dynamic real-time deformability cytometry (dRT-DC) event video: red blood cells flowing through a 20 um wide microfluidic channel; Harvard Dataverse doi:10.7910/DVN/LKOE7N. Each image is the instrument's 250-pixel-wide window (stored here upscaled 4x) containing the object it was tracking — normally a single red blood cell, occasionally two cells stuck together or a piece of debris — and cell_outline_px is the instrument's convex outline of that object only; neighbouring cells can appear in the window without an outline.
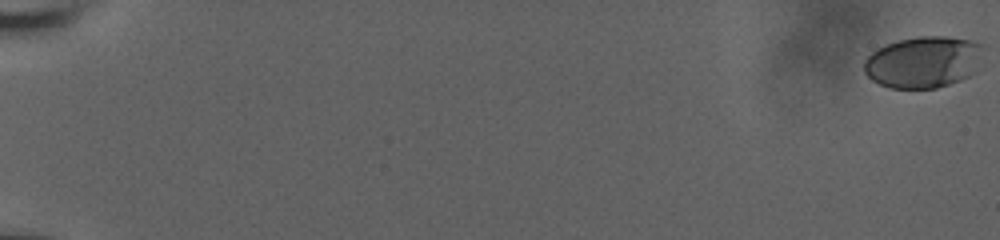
{"species": "human", "species_latin": "Homo sapiens", "temperature_condition": "room temperature", "stored_images_in_passage": 61, "camera_frame_rate_fps": 3000, "um_per_image_px": 0.085, "donor": {"sex": "male"}, "frame": {"image": 1, "passage_image": 1, "time_ms": 0.0, "image_size_px": [1000, 240], "cell_outline_px": [[984, 44], [976, 72], [960, 80], [936, 88], [888, 88], [872, 80], [864, 72], [864, 60], [876, 48], [884, 44], [900, 40], [920, 36], [948, 36], [972, 40]], "centroid_in_image_um": [78.49, 5.26], "position_along_channel_um": 6.5, "area_um2": 36.13}}
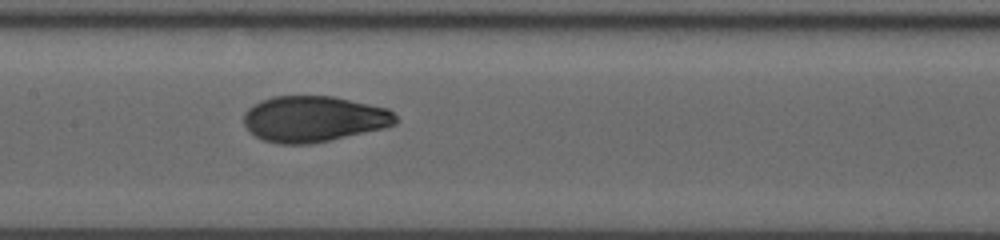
{"frame": {"image": 2, "passage_image": 34, "time_ms": 11.0, "image_size_px": [1000, 240], "cell_outline_px": [[400, 120], [396, 124], [384, 128], [312, 144], [280, 144], [264, 140], [256, 136], [244, 124], [244, 112], [252, 104], [260, 100], [272, 96], [332, 96], [388, 108]], "centroid_in_image_um": [26.67, 10.1], "position_along_channel_um": 180.7, "area_um2": 40.75}}
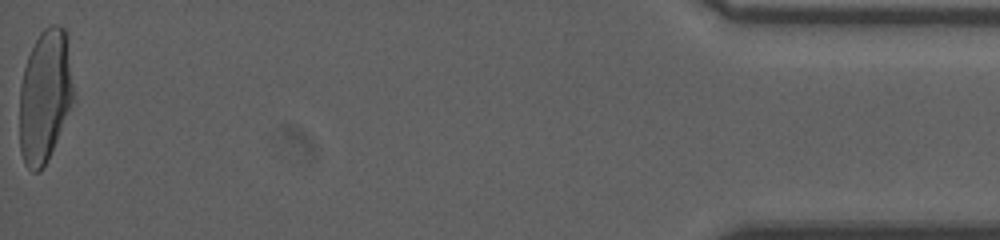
{"frame": {"image": 3, "passage_image": 61, "time_ms": 20.0, "image_size_px": [1000, 240], "cell_outline_px": [[72, 100], [56, 140], [40, 172], [32, 172], [24, 164], [20, 152], [20, 84], [24, 68], [28, 56], [40, 32], [44, 28], [52, 24], [60, 24], [64, 28], [68, 40], [72, 84]], "centroid_in_image_um": [3.78, 8.13], "position_along_channel_um": 431.4, "area_um2": 41.04}, "authors_computed_cell_mechanics": {"area_um2": 40.1132, "velocity_mm_per_s": 3.739, "shape_relaxation_time_tau1_ms": 6.0802, "shape_relaxation_time_tau2_ms": 0.7738, "deformation_change_tau1": 0.2109, "deformation_change_tau2": 0.054}}